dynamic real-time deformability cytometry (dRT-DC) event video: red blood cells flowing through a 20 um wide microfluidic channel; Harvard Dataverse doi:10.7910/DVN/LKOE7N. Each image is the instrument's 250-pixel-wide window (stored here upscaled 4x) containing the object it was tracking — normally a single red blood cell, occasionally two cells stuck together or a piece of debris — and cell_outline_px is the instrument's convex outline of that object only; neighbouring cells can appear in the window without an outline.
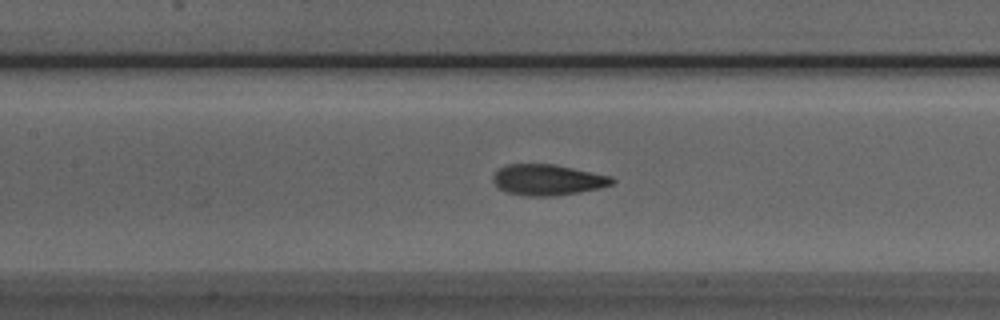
{"species": "Egyptian fruit bat (a non-hibernating species)", "species_latin": "Rousettus aegyptiacus", "temperature_condition": "room temperature", "stored_images_in_passage": 27, "camera_frame_rate_fps": 3000, "um_per_image_px": 0.085, "animal": {"sex": "male"}, "frame": {"image": 1, "passage_image": 9, "time_ms": 2.667, "image_size_px": [1000, 320], "cell_outline_px": [[616, 180], [612, 184], [580, 192], [552, 196], [528, 196], [504, 192], [492, 180], [492, 176], [500, 168], [508, 164], [552, 164], [612, 176]], "centroid_in_image_um": [46.53, 15.29], "position_along_channel_um": 160.9, "area_um2": 21.21}}
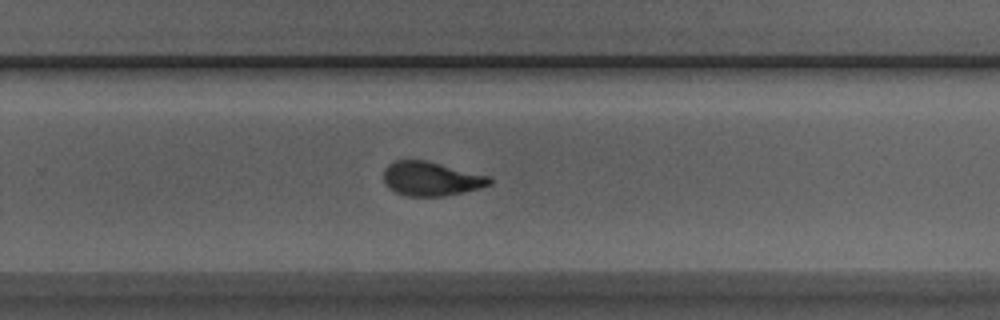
{"frame": {"image": 2, "passage_image": 19, "time_ms": 6.0, "image_size_px": [1000, 320], "cell_outline_px": [[492, 184], [480, 188], [444, 196], [408, 196], [396, 192], [388, 188], [384, 184], [384, 168], [388, 164], [396, 160], [428, 160], [492, 176]], "centroid_in_image_um": [36.67, 15.18], "position_along_channel_um": 293.1, "area_um2": 21.39}}
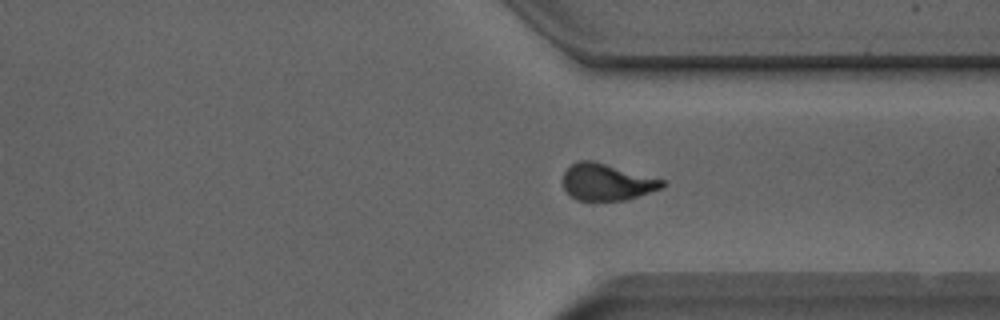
{"frame": {"image": 3, "passage_image": 24, "time_ms": 7.667, "image_size_px": [1000, 320], "cell_outline_px": [[664, 188], [624, 200], [576, 200], [564, 188], [564, 172], [576, 160], [592, 160], [664, 180]], "centroid_in_image_um": [51.58, 15.47], "position_along_channel_um": 359.8, "area_um2": 20.92}}